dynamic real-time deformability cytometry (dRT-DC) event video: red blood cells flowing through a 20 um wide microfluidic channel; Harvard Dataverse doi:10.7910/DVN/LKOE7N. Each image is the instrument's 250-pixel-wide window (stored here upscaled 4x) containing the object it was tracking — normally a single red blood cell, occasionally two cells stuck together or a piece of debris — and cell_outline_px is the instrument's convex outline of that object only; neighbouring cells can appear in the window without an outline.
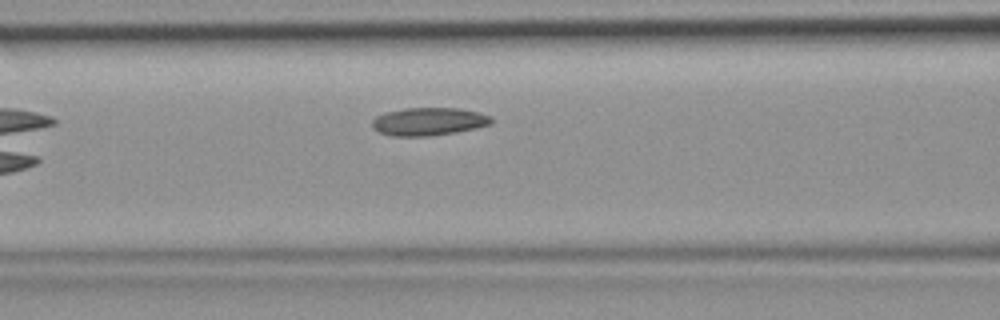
{"species": "common noctule bat (a hibernating species)", "species_latin": "Nyctalus noctula", "temperature_condition": "room temperature", "stored_images_in_passage": 7, "camera_frame_rate_fps": 3000, "um_per_image_px": 0.085, "animal": {"sex": "female", "body_mass_g": 19.9}, "frame": {"image": 1, "passage_image": 7, "time_ms": 2.0, "image_size_px": [1000, 320], "cell_outline_px": [[492, 124], [476, 128], [456, 132], [428, 136], [392, 136], [380, 132], [372, 128], [372, 120], [376, 116], [384, 112], [404, 108], [460, 108], [480, 112], [492, 116]], "centroid_in_image_um": [36.45, 10.32], "position_along_channel_um": 130.2, "area_um2": 19.59}}